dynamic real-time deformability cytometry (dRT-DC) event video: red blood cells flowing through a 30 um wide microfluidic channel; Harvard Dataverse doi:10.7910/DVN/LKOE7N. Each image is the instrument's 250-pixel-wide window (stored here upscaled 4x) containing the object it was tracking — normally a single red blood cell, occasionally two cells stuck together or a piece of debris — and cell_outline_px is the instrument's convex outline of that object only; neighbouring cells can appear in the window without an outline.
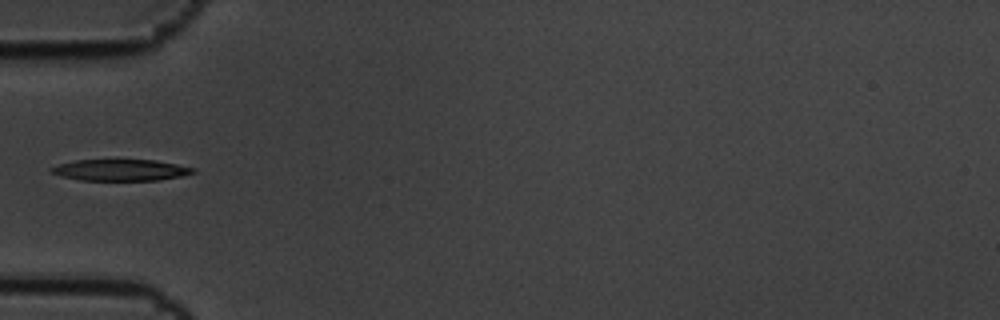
{"species": "common noctule bat (a hibernating species)", "species_latin": "Nyctalus noctula", "temperature_condition": "cold", "stored_images_in_passage": 5, "camera_frame_rate_fps": 3000, "um_per_image_px": 0.085, "animal": {"sex": "male", "body_mass_g": 19.5, "forearm_length_mm": 54.6}, "frame": {"image": 1, "passage_image": 5, "time_ms": 1.333, "image_size_px": [1000, 320], "cell_outline_px": [[196, 172], [180, 176], [156, 180], [80, 180], [60, 176], [52, 172], [48, 168], [60, 164], [76, 160], [156, 160], [196, 168]], "centroid_in_image_um": [10.25, 14.45], "position_along_channel_um": 74.8, "area_um2": 17.51}}